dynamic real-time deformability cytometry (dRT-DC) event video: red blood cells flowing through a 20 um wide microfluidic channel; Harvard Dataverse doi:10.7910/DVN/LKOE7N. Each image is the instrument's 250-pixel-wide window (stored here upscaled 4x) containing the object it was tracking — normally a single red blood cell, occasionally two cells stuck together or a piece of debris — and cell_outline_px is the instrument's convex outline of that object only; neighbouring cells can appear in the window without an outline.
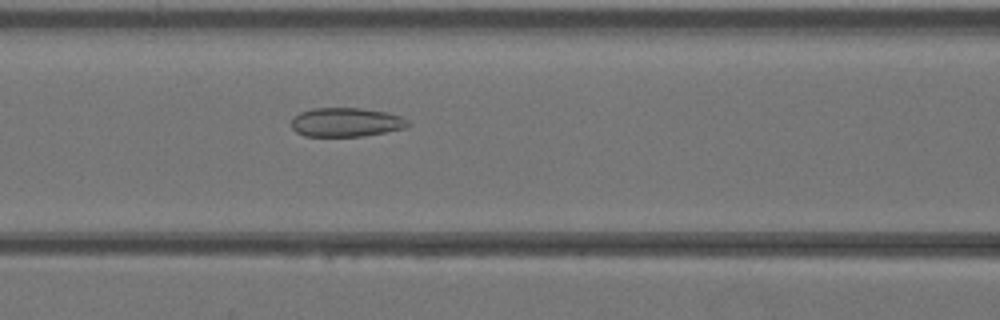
{"species": "Egyptian fruit bat (a non-hibernating species)", "species_latin": "Rousettus aegyptiacus", "temperature_condition": "warm", "stored_images_in_passage": 28, "camera_frame_rate_fps": 3000, "um_per_image_px": 0.085, "animal": {"sex": "female"}, "frame": {"image": 1, "passage_image": 11, "time_ms": 3.333, "image_size_px": [1000, 320], "cell_outline_px": [[412, 124], [404, 128], [364, 136], [304, 136], [296, 132], [292, 128], [292, 116], [300, 112], [312, 108], [360, 108], [384, 112], [400, 116], [408, 120]], "centroid_in_image_um": [29.39, 10.39], "position_along_channel_um": 137.2, "area_um2": 19.71}}
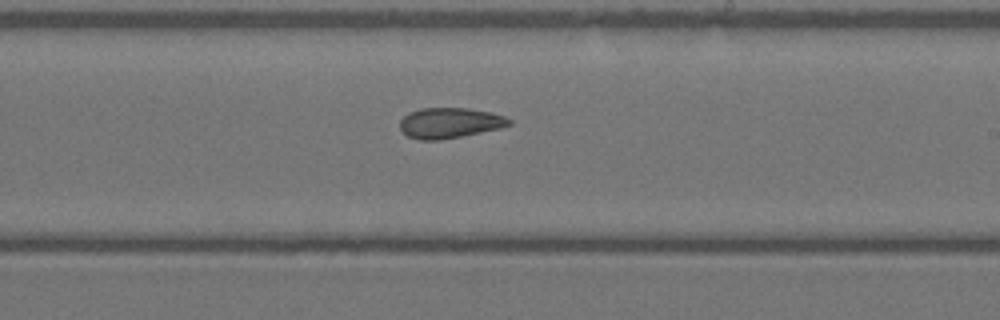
{"frame": {"image": 2, "passage_image": 18, "time_ms": 5.667, "image_size_px": [1000, 320], "cell_outline_px": [[512, 124], [480, 132], [440, 140], [420, 140], [408, 136], [400, 128], [400, 120], [408, 112], [420, 108], [468, 108], [488, 112], [504, 116], [512, 120]], "centroid_in_image_um": [38.18, 10.44], "position_along_channel_um": 250.8, "area_um2": 19.13}}
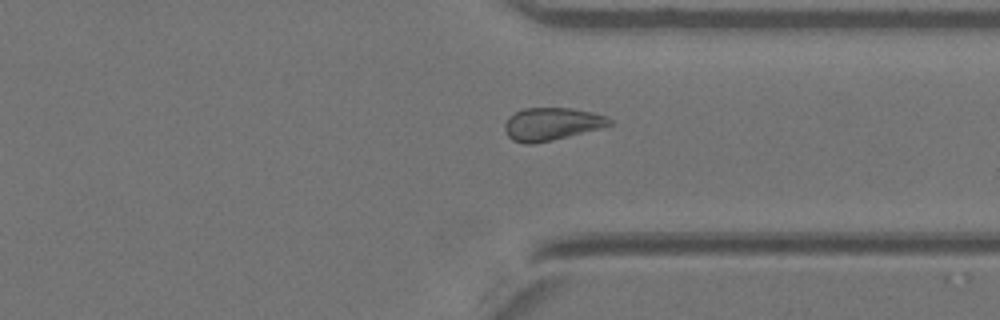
{"frame": {"image": 3, "passage_image": 25, "time_ms": 8.0, "image_size_px": [1000, 320], "cell_outline_px": [[612, 124], [600, 128], [552, 140], [532, 144], [524, 144], [512, 140], [508, 136], [504, 128], [504, 124], [508, 116], [524, 108], [572, 108], [592, 112], [608, 116], [612, 120]], "centroid_in_image_um": [46.87, 10.53], "position_along_channel_um": 364.5, "area_um2": 20.0}}